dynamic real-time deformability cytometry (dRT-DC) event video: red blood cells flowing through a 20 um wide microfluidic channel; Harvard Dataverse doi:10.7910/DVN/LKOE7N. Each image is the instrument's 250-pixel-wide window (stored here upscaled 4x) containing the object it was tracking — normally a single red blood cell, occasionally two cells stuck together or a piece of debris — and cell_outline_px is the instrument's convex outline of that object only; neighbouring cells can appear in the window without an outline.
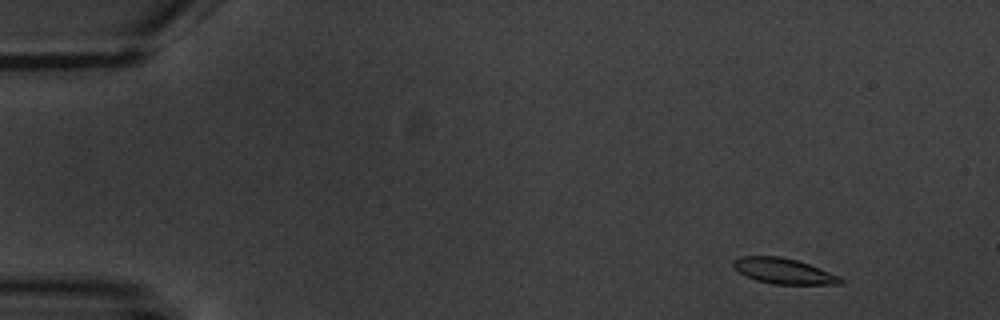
{"species": "common noctule bat (a hibernating species)", "species_latin": "Nyctalus noctula", "temperature_condition": "warm", "stored_images_in_passage": 13, "camera_frame_rate_fps": 3000, "um_per_image_px": 0.085, "animal": {"sex": "male", "body_mass_g": 20.1, "forearm_length_mm": 53.5}, "frame": {"image": 1, "passage_image": 1, "time_ms": 0.0, "image_size_px": [1000, 320], "cell_outline_px": [[844, 280], [840, 284], [772, 284], [756, 280], [744, 276], [732, 268], [732, 260], [740, 256], [780, 256], [796, 260], [808, 264], [840, 276]], "centroid_in_image_um": [66.53, 23.03], "position_along_channel_um": 18.5, "area_um2": 16.07}}
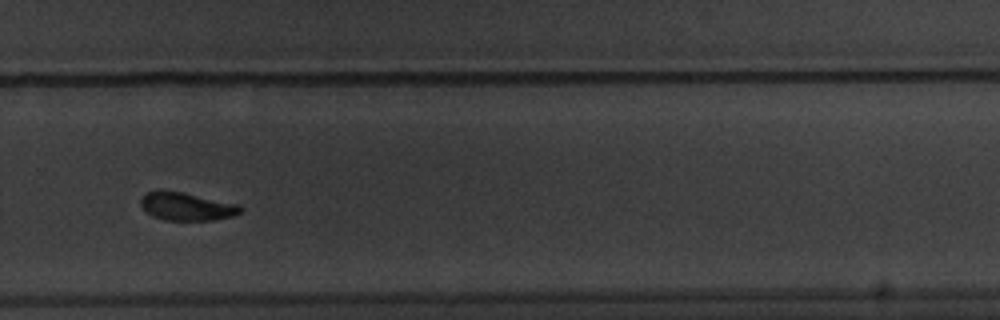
{"frame": {"image": 2, "passage_image": 10, "time_ms": 11.333, "image_size_px": [1000, 320], "cell_outline_px": [[244, 208], [240, 212], [232, 216], [216, 220], [164, 220], [152, 216], [140, 204], [140, 200], [148, 192], [180, 192], [240, 204]], "centroid_in_image_um": [15.93, 17.58], "position_along_channel_um": 313.9, "area_um2": 15.9}}
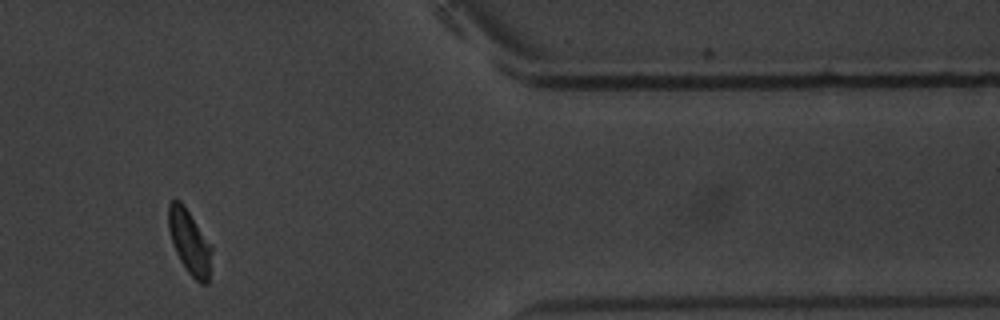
{"frame": {"image": 3, "passage_image": 12, "time_ms": 14.333, "image_size_px": [1000, 320], "cell_outline_px": [[212, 252], [208, 284], [200, 284], [188, 272], [180, 260], [176, 252], [168, 228], [168, 204], [172, 200], [180, 200], [212, 244]], "centroid_in_image_um": [16.13, 20.58], "position_along_channel_um": 395.3, "area_um2": 16.18}, "authors_computed_cell_mechanics": {"area_um2": 16.5886, "velocity_mm_per_s": 3.5392, "shape_relaxation_time_tau1_ms": 2.7441, "shape_relaxation_time_tau2_ms": 6.5178, "deformation_change_tau1": 0.1144, "deformation_change_tau2": 0.0945}}